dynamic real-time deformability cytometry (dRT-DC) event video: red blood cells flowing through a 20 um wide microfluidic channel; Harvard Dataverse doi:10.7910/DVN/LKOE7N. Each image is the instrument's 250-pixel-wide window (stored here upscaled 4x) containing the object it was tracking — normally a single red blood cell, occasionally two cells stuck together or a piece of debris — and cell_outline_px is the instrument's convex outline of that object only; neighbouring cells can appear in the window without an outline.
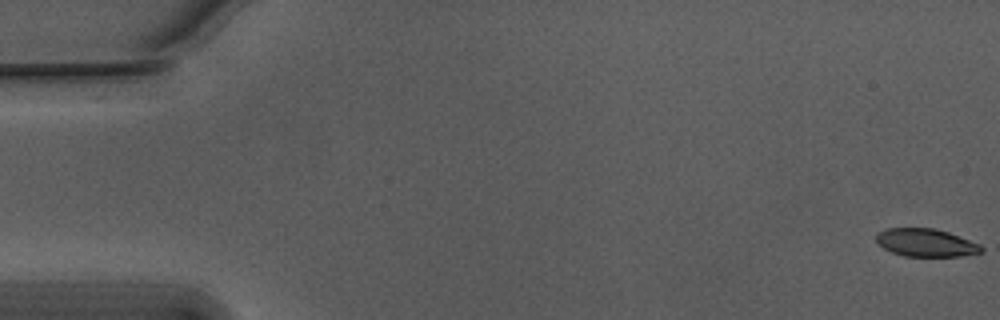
{"species": "Egyptian fruit bat (a non-hibernating species)", "species_latin": "Rousettus aegyptiacus", "temperature_condition": "warm", "stored_images_in_passage": 57, "camera_frame_rate_fps": 3000, "um_per_image_px": 0.085, "animal": {"sex": "male"}, "frame": {"image": 1, "passage_image": 1, "time_ms": 0.0, "image_size_px": [1000, 320], "cell_outline_px": [[984, 252], [960, 256], [904, 256], [892, 252], [884, 248], [876, 240], [876, 232], [888, 228], [932, 228], [948, 232], [980, 244], [984, 248]], "centroid_in_image_um": [78.71, 20.63], "position_along_channel_um": 6.3, "area_um2": 17.05}}
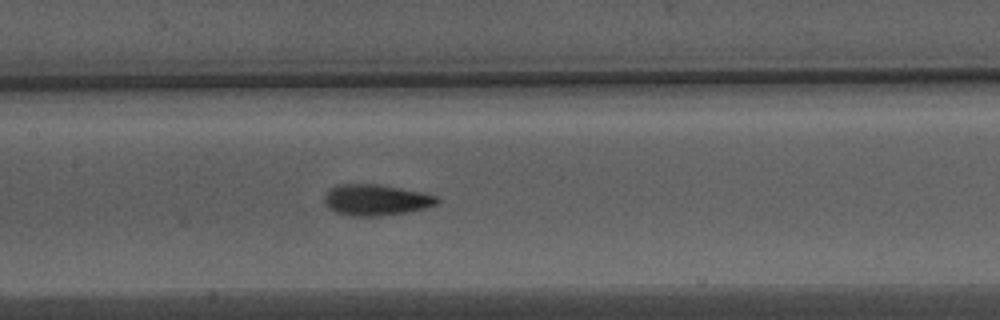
{"frame": {"image": 2, "passage_image": 27, "time_ms": 8.667, "image_size_px": [1000, 320], "cell_outline_px": [[440, 200], [436, 204], [424, 208], [404, 212], [380, 216], [352, 216], [336, 212], [328, 208], [324, 204], [324, 196], [332, 188], [340, 184], [380, 184], [424, 192], [436, 196]], "centroid_in_image_um": [31.95, 16.99], "position_along_channel_um": 175.4, "area_um2": 20.35}}
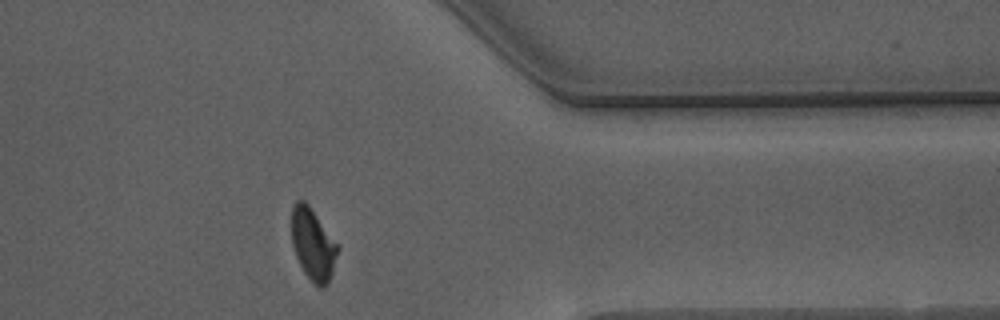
{"frame": {"image": 3, "passage_image": 45, "time_ms": 14.667, "image_size_px": [1000, 320], "cell_outline_px": [[340, 248], [332, 272], [324, 288], [320, 288], [304, 272], [296, 256], [292, 244], [292, 208], [296, 200], [304, 200], [308, 204]], "centroid_in_image_um": [26.6, 20.75], "position_along_channel_um": 384.8, "area_um2": 18.84}, "authors_computed_cell_mechanics": {"area_um2": 19.4208, "velocity_mm_per_s": 3.7617, "shape_relaxation_time_tau1_ms": 3.6002, "shape_relaxation_time_tau2_ms": 1.817, "deformation_change_tau1": 0.1665, "deformation_change_tau2": 0.0817}}